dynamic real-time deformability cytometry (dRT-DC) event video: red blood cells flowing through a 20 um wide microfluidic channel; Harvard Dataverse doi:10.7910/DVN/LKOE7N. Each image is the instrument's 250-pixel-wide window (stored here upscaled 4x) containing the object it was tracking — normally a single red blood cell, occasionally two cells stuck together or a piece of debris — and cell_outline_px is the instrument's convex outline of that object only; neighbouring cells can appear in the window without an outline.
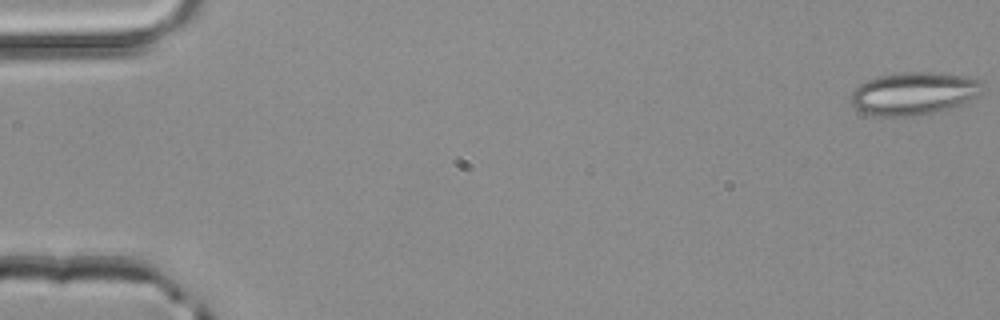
{"species": "common noctule bat (a hibernating species)", "species_latin": "Nyctalus noctula", "temperature_condition": "room temperature", "stored_images_in_passage": 5, "segment_of_instrument_passage": [1, 2], "camera_frame_rate_fps": 3000, "um_per_image_px": 0.085, "animal": {"sex": "male", "body_mass_g": 20.4}, "frame": {"image": 1, "passage_image": 1, "time_ms": 0.0, "image_size_px": [1000, 320], "cell_outline_px": [[984, 92], [980, 96], [960, 104], [932, 112], [916, 116], [876, 116], [864, 112], [856, 108], [852, 104], [852, 92], [860, 84], [868, 80], [880, 76], [900, 72], [940, 72], [964, 76], [984, 80]], "centroid_in_image_um": [77.75, 7.92], "position_along_channel_um": 7.2, "area_um2": 32.83}}
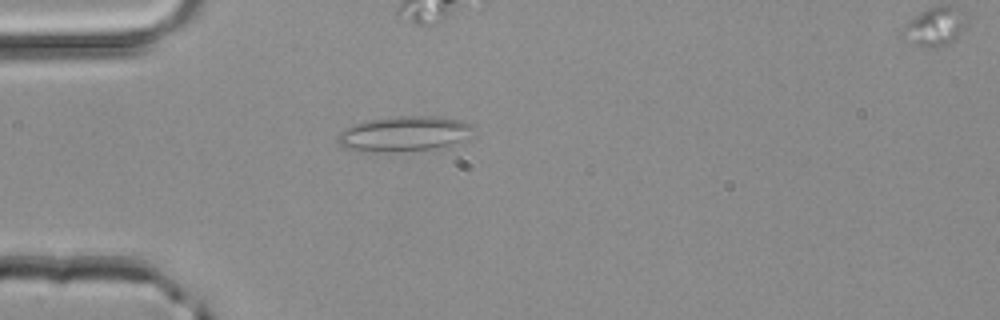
{"frame": {"image": 2, "passage_image": 4, "time_ms": 1.0, "image_size_px": [1000, 320], "cell_outline_px": [[472, 128], [460, 140], [452, 144], [432, 148], [396, 152], [392, 152], [344, 148], [336, 140], [336, 136], [340, 132], [364, 120], [396, 116], [432, 116], [460, 120], [472, 124]], "centroid_in_image_um": [34.28, 11.35], "position_along_channel_um": 50.7, "area_um2": 27.05}}